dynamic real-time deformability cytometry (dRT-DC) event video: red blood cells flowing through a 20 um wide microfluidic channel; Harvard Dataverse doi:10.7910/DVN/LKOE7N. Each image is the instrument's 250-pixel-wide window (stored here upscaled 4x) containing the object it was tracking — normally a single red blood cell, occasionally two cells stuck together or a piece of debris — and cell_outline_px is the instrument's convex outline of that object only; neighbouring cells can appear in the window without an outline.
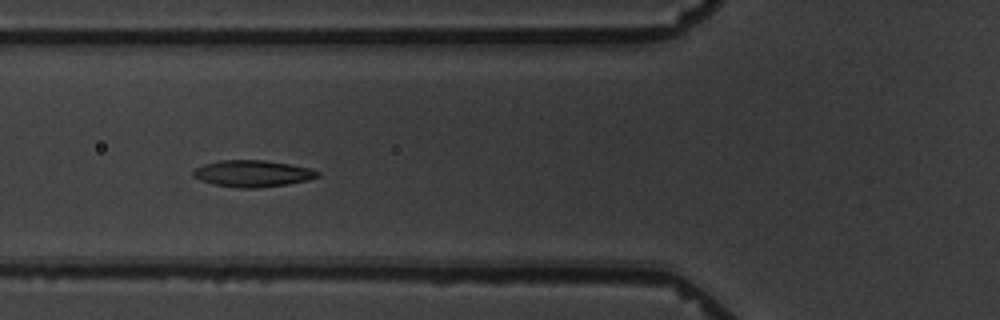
{"species": "common noctule bat (a hibernating species)", "species_latin": "Nyctalus noctula", "temperature_condition": "warm", "stored_images_in_passage": 6, "camera_frame_rate_fps": 3000, "um_per_image_px": 0.085, "animal": {"sex": "male", "body_mass_g": 19.5, "forearm_length_mm": 54.6}, "frame": {"image": 1, "passage_image": 6, "time_ms": 6.0, "image_size_px": [1000, 320], "cell_outline_px": [[320, 176], [308, 180], [288, 184], [260, 188], [240, 188], [212, 184], [200, 180], [192, 176], [192, 172], [196, 168], [204, 164], [220, 160], [264, 160], [312, 168], [320, 172]], "centroid_in_image_um": [21.48, 14.75], "position_along_channel_um": 104.3, "area_um2": 19.42}}